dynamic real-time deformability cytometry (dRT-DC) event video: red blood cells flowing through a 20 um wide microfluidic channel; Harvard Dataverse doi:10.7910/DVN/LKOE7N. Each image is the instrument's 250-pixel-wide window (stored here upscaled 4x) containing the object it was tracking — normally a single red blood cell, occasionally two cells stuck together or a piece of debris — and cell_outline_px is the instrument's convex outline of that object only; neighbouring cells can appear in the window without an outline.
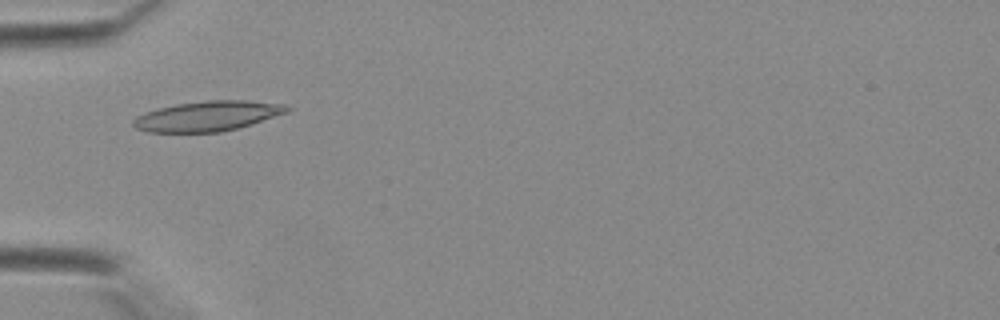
{"species": "Egyptian fruit bat (a non-hibernating species)", "species_latin": "Rousettus aegyptiacus", "temperature_condition": "warm", "stored_images_in_passage": 36, "camera_frame_rate_fps": 3000, "um_per_image_px": 0.085, "animal": {"sex": "female"}, "frame": {"image": 1, "passage_image": 8, "time_ms": 2.333, "image_size_px": [1000, 320], "cell_outline_px": [[292, 108], [288, 112], [252, 124], [220, 132], [148, 132], [136, 128], [132, 124], [132, 120], [136, 116], [160, 108], [176, 104], [208, 100], [248, 100], [288, 104]], "centroid_in_image_um": [17.7, 9.86], "position_along_channel_um": 67.3, "area_um2": 26.93}}
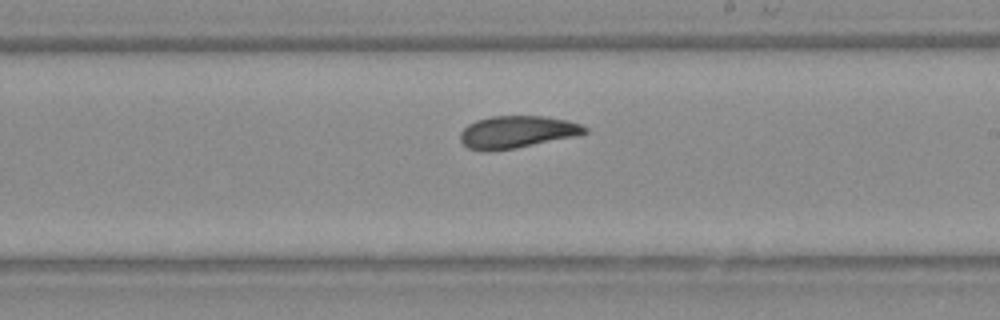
{"frame": {"image": 2, "passage_image": 19, "time_ms": 6.0, "image_size_px": [1000, 320], "cell_outline_px": [[588, 132], [576, 136], [516, 148], [492, 152], [480, 152], [468, 148], [460, 140], [460, 132], [468, 124], [476, 120], [492, 116], [544, 116], [568, 120], [580, 124], [588, 128]], "centroid_in_image_um": [43.92, 11.23], "position_along_channel_um": 245.1, "area_um2": 23.7}}
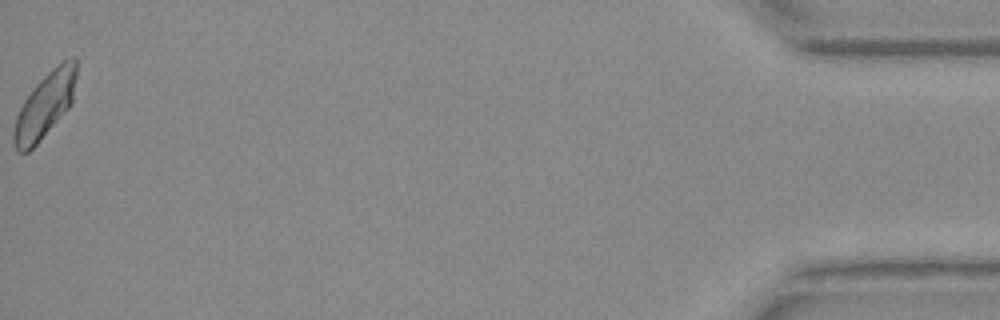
{"frame": {"image": 3, "passage_image": 36, "time_ms": 11.667, "image_size_px": [1000, 320], "cell_outline_px": [[76, 76], [72, 104], [40, 140], [28, 152], [16, 152], [12, 140], [12, 132], [16, 116], [24, 100], [32, 88], [56, 64], [72, 56], [76, 56]], "centroid_in_image_um": [3.8, 8.94], "position_along_channel_um": 431.4, "area_um2": 23.87}}